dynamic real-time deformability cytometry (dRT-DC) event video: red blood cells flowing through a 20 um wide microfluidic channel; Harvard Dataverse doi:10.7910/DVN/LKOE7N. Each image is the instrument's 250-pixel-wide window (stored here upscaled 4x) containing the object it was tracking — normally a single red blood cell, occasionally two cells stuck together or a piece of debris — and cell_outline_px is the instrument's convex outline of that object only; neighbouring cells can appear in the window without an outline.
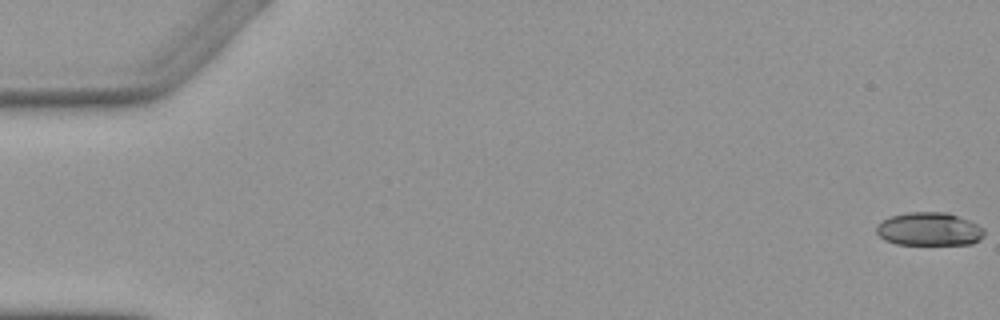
{"species": "Egyptian fruit bat (a non-hibernating species)", "species_latin": "Rousettus aegyptiacus", "temperature_condition": "warm", "stored_images_in_passage": 4, "camera_frame_rate_fps": 3000, "um_per_image_px": 0.085, "animal": {"sex": "female"}, "frame": {"image": 1, "passage_image": 1, "time_ms": 0.0, "image_size_px": [1000, 320], "cell_outline_px": [[984, 236], [972, 244], [896, 244], [884, 240], [876, 232], [876, 224], [892, 216], [908, 212], [948, 212], [968, 220], [984, 228]], "centroid_in_image_um": [78.97, 19.47], "position_along_channel_um": 6.0, "area_um2": 20.87}}
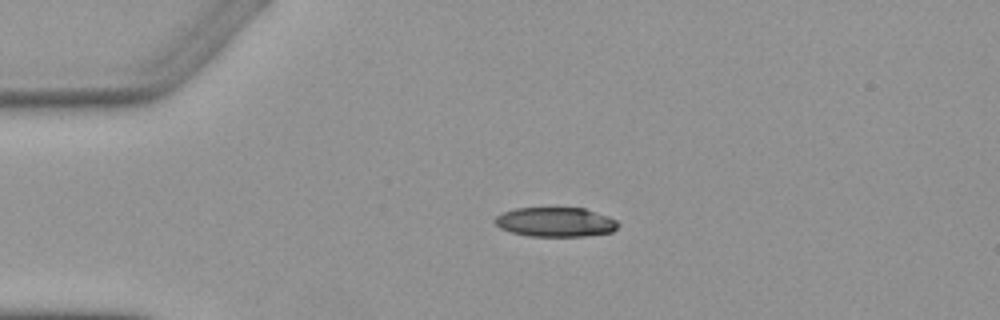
{"frame": {"image": 2, "passage_image": 4, "time_ms": 4.0, "image_size_px": [1000, 320], "cell_outline_px": [[620, 224], [612, 232], [584, 236], [528, 236], [512, 232], [500, 228], [492, 220], [496, 216], [504, 212], [516, 208], [584, 208], [608, 216], [616, 220]], "centroid_in_image_um": [47.21, 18.87], "position_along_channel_um": 37.8, "area_um2": 21.1}}